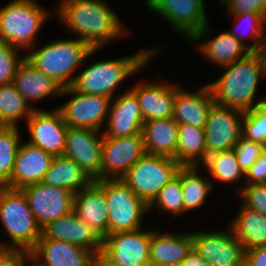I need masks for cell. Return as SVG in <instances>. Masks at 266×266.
I'll return each instance as SVG.
<instances>
[{"label":"cell","mask_w":266,"mask_h":266,"mask_svg":"<svg viewBox=\"0 0 266 266\" xmlns=\"http://www.w3.org/2000/svg\"><path fill=\"white\" fill-rule=\"evenodd\" d=\"M159 45L144 50H138L128 56L115 59H104L87 63L84 70L76 74L70 86L73 90L81 93L101 95L113 99L115 93L124 80L138 71L141 72L147 63L162 47ZM117 89V90H116Z\"/></svg>","instance_id":"3"},{"label":"cell","mask_w":266,"mask_h":266,"mask_svg":"<svg viewBox=\"0 0 266 266\" xmlns=\"http://www.w3.org/2000/svg\"><path fill=\"white\" fill-rule=\"evenodd\" d=\"M245 185L266 183V148L245 173Z\"/></svg>","instance_id":"42"},{"label":"cell","mask_w":266,"mask_h":266,"mask_svg":"<svg viewBox=\"0 0 266 266\" xmlns=\"http://www.w3.org/2000/svg\"><path fill=\"white\" fill-rule=\"evenodd\" d=\"M109 234L144 228L149 206L122 180L104 179Z\"/></svg>","instance_id":"7"},{"label":"cell","mask_w":266,"mask_h":266,"mask_svg":"<svg viewBox=\"0 0 266 266\" xmlns=\"http://www.w3.org/2000/svg\"><path fill=\"white\" fill-rule=\"evenodd\" d=\"M26 126L29 144L53 156L63 155L68 126L56 107L52 110L35 109L26 121Z\"/></svg>","instance_id":"16"},{"label":"cell","mask_w":266,"mask_h":266,"mask_svg":"<svg viewBox=\"0 0 266 266\" xmlns=\"http://www.w3.org/2000/svg\"><path fill=\"white\" fill-rule=\"evenodd\" d=\"M103 132L68 127L63 155L71 158L93 180H101Z\"/></svg>","instance_id":"15"},{"label":"cell","mask_w":266,"mask_h":266,"mask_svg":"<svg viewBox=\"0 0 266 266\" xmlns=\"http://www.w3.org/2000/svg\"><path fill=\"white\" fill-rule=\"evenodd\" d=\"M242 136L266 146V101L244 112Z\"/></svg>","instance_id":"38"},{"label":"cell","mask_w":266,"mask_h":266,"mask_svg":"<svg viewBox=\"0 0 266 266\" xmlns=\"http://www.w3.org/2000/svg\"><path fill=\"white\" fill-rule=\"evenodd\" d=\"M152 229L144 228L108 234L102 241V251L112 260L127 266H150Z\"/></svg>","instance_id":"17"},{"label":"cell","mask_w":266,"mask_h":266,"mask_svg":"<svg viewBox=\"0 0 266 266\" xmlns=\"http://www.w3.org/2000/svg\"><path fill=\"white\" fill-rule=\"evenodd\" d=\"M54 156L41 148L21 142L16 153L14 169L5 187L22 189L42 182Z\"/></svg>","instance_id":"22"},{"label":"cell","mask_w":266,"mask_h":266,"mask_svg":"<svg viewBox=\"0 0 266 266\" xmlns=\"http://www.w3.org/2000/svg\"><path fill=\"white\" fill-rule=\"evenodd\" d=\"M95 264L97 266H127L123 263L110 259L102 250L95 256Z\"/></svg>","instance_id":"47"},{"label":"cell","mask_w":266,"mask_h":266,"mask_svg":"<svg viewBox=\"0 0 266 266\" xmlns=\"http://www.w3.org/2000/svg\"><path fill=\"white\" fill-rule=\"evenodd\" d=\"M236 216L227 223L245 250L266 246V216L242 203Z\"/></svg>","instance_id":"29"},{"label":"cell","mask_w":266,"mask_h":266,"mask_svg":"<svg viewBox=\"0 0 266 266\" xmlns=\"http://www.w3.org/2000/svg\"><path fill=\"white\" fill-rule=\"evenodd\" d=\"M213 30L210 23H208L189 40L193 46L195 45L193 48L196 49L195 52L197 51L200 56L205 57L208 62L219 68L232 64L250 53L245 46L226 30L215 36H213Z\"/></svg>","instance_id":"18"},{"label":"cell","mask_w":266,"mask_h":266,"mask_svg":"<svg viewBox=\"0 0 266 266\" xmlns=\"http://www.w3.org/2000/svg\"><path fill=\"white\" fill-rule=\"evenodd\" d=\"M155 81H139L129 88L137 97L144 121L172 118L173 115L176 83Z\"/></svg>","instance_id":"21"},{"label":"cell","mask_w":266,"mask_h":266,"mask_svg":"<svg viewBox=\"0 0 266 266\" xmlns=\"http://www.w3.org/2000/svg\"><path fill=\"white\" fill-rule=\"evenodd\" d=\"M18 126H0V186H5L11 179L16 153L21 140Z\"/></svg>","instance_id":"36"},{"label":"cell","mask_w":266,"mask_h":266,"mask_svg":"<svg viewBox=\"0 0 266 266\" xmlns=\"http://www.w3.org/2000/svg\"><path fill=\"white\" fill-rule=\"evenodd\" d=\"M242 185L235 192L238 199L242 200L241 203L245 207L259 211L266 216V183L248 185L242 183Z\"/></svg>","instance_id":"40"},{"label":"cell","mask_w":266,"mask_h":266,"mask_svg":"<svg viewBox=\"0 0 266 266\" xmlns=\"http://www.w3.org/2000/svg\"><path fill=\"white\" fill-rule=\"evenodd\" d=\"M179 124L173 118L147 120L142 135L146 154L174 158L178 145Z\"/></svg>","instance_id":"28"},{"label":"cell","mask_w":266,"mask_h":266,"mask_svg":"<svg viewBox=\"0 0 266 266\" xmlns=\"http://www.w3.org/2000/svg\"><path fill=\"white\" fill-rule=\"evenodd\" d=\"M252 14H266V0H252Z\"/></svg>","instance_id":"49"},{"label":"cell","mask_w":266,"mask_h":266,"mask_svg":"<svg viewBox=\"0 0 266 266\" xmlns=\"http://www.w3.org/2000/svg\"><path fill=\"white\" fill-rule=\"evenodd\" d=\"M13 84L34 109L41 108H36L32 103L47 98L48 100L54 97L59 98L63 89L52 78L36 69L26 58L18 66Z\"/></svg>","instance_id":"27"},{"label":"cell","mask_w":266,"mask_h":266,"mask_svg":"<svg viewBox=\"0 0 266 266\" xmlns=\"http://www.w3.org/2000/svg\"><path fill=\"white\" fill-rule=\"evenodd\" d=\"M176 83V97L172 118L178 124H190L194 127L205 128L208 114L215 103L208 84L199 86L198 90L187 91Z\"/></svg>","instance_id":"25"},{"label":"cell","mask_w":266,"mask_h":266,"mask_svg":"<svg viewBox=\"0 0 266 266\" xmlns=\"http://www.w3.org/2000/svg\"><path fill=\"white\" fill-rule=\"evenodd\" d=\"M181 167L174 158L145 154L121 179L149 206Z\"/></svg>","instance_id":"8"},{"label":"cell","mask_w":266,"mask_h":266,"mask_svg":"<svg viewBox=\"0 0 266 266\" xmlns=\"http://www.w3.org/2000/svg\"><path fill=\"white\" fill-rule=\"evenodd\" d=\"M244 112L214 103L205 125L206 156L211 152L227 151L242 137Z\"/></svg>","instance_id":"14"},{"label":"cell","mask_w":266,"mask_h":266,"mask_svg":"<svg viewBox=\"0 0 266 266\" xmlns=\"http://www.w3.org/2000/svg\"><path fill=\"white\" fill-rule=\"evenodd\" d=\"M192 232L193 249L212 266H245V249L229 225Z\"/></svg>","instance_id":"11"},{"label":"cell","mask_w":266,"mask_h":266,"mask_svg":"<svg viewBox=\"0 0 266 266\" xmlns=\"http://www.w3.org/2000/svg\"><path fill=\"white\" fill-rule=\"evenodd\" d=\"M223 9H225V11L227 12L226 15L244 13L252 14V0H229L226 4L223 5Z\"/></svg>","instance_id":"45"},{"label":"cell","mask_w":266,"mask_h":266,"mask_svg":"<svg viewBox=\"0 0 266 266\" xmlns=\"http://www.w3.org/2000/svg\"><path fill=\"white\" fill-rule=\"evenodd\" d=\"M63 96H68L69 100L56 108L68 127L103 131L102 127L104 128L107 122L112 99L101 95L81 93L71 87L62 89L61 97Z\"/></svg>","instance_id":"9"},{"label":"cell","mask_w":266,"mask_h":266,"mask_svg":"<svg viewBox=\"0 0 266 266\" xmlns=\"http://www.w3.org/2000/svg\"><path fill=\"white\" fill-rule=\"evenodd\" d=\"M220 68L224 70L221 76L207 83L215 103L245 112L266 101V94L261 99L256 95L259 83L266 80L256 52Z\"/></svg>","instance_id":"2"},{"label":"cell","mask_w":266,"mask_h":266,"mask_svg":"<svg viewBox=\"0 0 266 266\" xmlns=\"http://www.w3.org/2000/svg\"><path fill=\"white\" fill-rule=\"evenodd\" d=\"M20 52L22 50L0 40V85L13 83L18 66L25 58Z\"/></svg>","instance_id":"39"},{"label":"cell","mask_w":266,"mask_h":266,"mask_svg":"<svg viewBox=\"0 0 266 266\" xmlns=\"http://www.w3.org/2000/svg\"><path fill=\"white\" fill-rule=\"evenodd\" d=\"M25 266H39L37 263H35L31 258L27 261Z\"/></svg>","instance_id":"50"},{"label":"cell","mask_w":266,"mask_h":266,"mask_svg":"<svg viewBox=\"0 0 266 266\" xmlns=\"http://www.w3.org/2000/svg\"><path fill=\"white\" fill-rule=\"evenodd\" d=\"M101 48H91L76 37L49 40L41 48L37 45L29 49L25 58L39 71L52 78L63 89L72 85L75 72L84 61Z\"/></svg>","instance_id":"4"},{"label":"cell","mask_w":266,"mask_h":266,"mask_svg":"<svg viewBox=\"0 0 266 266\" xmlns=\"http://www.w3.org/2000/svg\"><path fill=\"white\" fill-rule=\"evenodd\" d=\"M192 248V232H162L152 228L150 266H179Z\"/></svg>","instance_id":"26"},{"label":"cell","mask_w":266,"mask_h":266,"mask_svg":"<svg viewBox=\"0 0 266 266\" xmlns=\"http://www.w3.org/2000/svg\"><path fill=\"white\" fill-rule=\"evenodd\" d=\"M145 154L142 134L120 138L103 136L101 179H121Z\"/></svg>","instance_id":"12"},{"label":"cell","mask_w":266,"mask_h":266,"mask_svg":"<svg viewBox=\"0 0 266 266\" xmlns=\"http://www.w3.org/2000/svg\"><path fill=\"white\" fill-rule=\"evenodd\" d=\"M30 258L26 251L0 249V266H25Z\"/></svg>","instance_id":"43"},{"label":"cell","mask_w":266,"mask_h":266,"mask_svg":"<svg viewBox=\"0 0 266 266\" xmlns=\"http://www.w3.org/2000/svg\"><path fill=\"white\" fill-rule=\"evenodd\" d=\"M105 0H58L53 12L59 23L91 48H104L129 30Z\"/></svg>","instance_id":"1"},{"label":"cell","mask_w":266,"mask_h":266,"mask_svg":"<svg viewBox=\"0 0 266 266\" xmlns=\"http://www.w3.org/2000/svg\"><path fill=\"white\" fill-rule=\"evenodd\" d=\"M40 239L65 241L91 250L95 254L102 249L103 241L74 211L42 227Z\"/></svg>","instance_id":"24"},{"label":"cell","mask_w":266,"mask_h":266,"mask_svg":"<svg viewBox=\"0 0 266 266\" xmlns=\"http://www.w3.org/2000/svg\"><path fill=\"white\" fill-rule=\"evenodd\" d=\"M217 1V0H216ZM219 2H221L220 4L221 5H224V4H226L229 0H218Z\"/></svg>","instance_id":"51"},{"label":"cell","mask_w":266,"mask_h":266,"mask_svg":"<svg viewBox=\"0 0 266 266\" xmlns=\"http://www.w3.org/2000/svg\"><path fill=\"white\" fill-rule=\"evenodd\" d=\"M39 266H94L96 254L61 240L39 239L29 252Z\"/></svg>","instance_id":"20"},{"label":"cell","mask_w":266,"mask_h":266,"mask_svg":"<svg viewBox=\"0 0 266 266\" xmlns=\"http://www.w3.org/2000/svg\"><path fill=\"white\" fill-rule=\"evenodd\" d=\"M228 16L229 18L232 17L233 28L226 31L250 52H256L259 45L266 37V14L244 13ZM248 41L251 43H248Z\"/></svg>","instance_id":"34"},{"label":"cell","mask_w":266,"mask_h":266,"mask_svg":"<svg viewBox=\"0 0 266 266\" xmlns=\"http://www.w3.org/2000/svg\"><path fill=\"white\" fill-rule=\"evenodd\" d=\"M266 146L245 139L243 136L234 145L240 169L245 174L248 169L257 161L259 155L265 150Z\"/></svg>","instance_id":"41"},{"label":"cell","mask_w":266,"mask_h":266,"mask_svg":"<svg viewBox=\"0 0 266 266\" xmlns=\"http://www.w3.org/2000/svg\"><path fill=\"white\" fill-rule=\"evenodd\" d=\"M205 158V129L190 124H179L178 145L174 159L182 166H199Z\"/></svg>","instance_id":"32"},{"label":"cell","mask_w":266,"mask_h":266,"mask_svg":"<svg viewBox=\"0 0 266 266\" xmlns=\"http://www.w3.org/2000/svg\"><path fill=\"white\" fill-rule=\"evenodd\" d=\"M143 123L137 97L128 89L111 100L103 136L120 138L142 134Z\"/></svg>","instance_id":"19"},{"label":"cell","mask_w":266,"mask_h":266,"mask_svg":"<svg viewBox=\"0 0 266 266\" xmlns=\"http://www.w3.org/2000/svg\"><path fill=\"white\" fill-rule=\"evenodd\" d=\"M21 190L41 228L73 211L75 194L64 188L39 182Z\"/></svg>","instance_id":"13"},{"label":"cell","mask_w":266,"mask_h":266,"mask_svg":"<svg viewBox=\"0 0 266 266\" xmlns=\"http://www.w3.org/2000/svg\"><path fill=\"white\" fill-rule=\"evenodd\" d=\"M50 17L36 0H11L0 7V40L27 52Z\"/></svg>","instance_id":"6"},{"label":"cell","mask_w":266,"mask_h":266,"mask_svg":"<svg viewBox=\"0 0 266 266\" xmlns=\"http://www.w3.org/2000/svg\"><path fill=\"white\" fill-rule=\"evenodd\" d=\"M0 222L10 241L2 240L0 249L30 252L41 238V227L21 189L0 186Z\"/></svg>","instance_id":"5"},{"label":"cell","mask_w":266,"mask_h":266,"mask_svg":"<svg viewBox=\"0 0 266 266\" xmlns=\"http://www.w3.org/2000/svg\"><path fill=\"white\" fill-rule=\"evenodd\" d=\"M145 6L188 41L210 21L205 0H149Z\"/></svg>","instance_id":"10"},{"label":"cell","mask_w":266,"mask_h":266,"mask_svg":"<svg viewBox=\"0 0 266 266\" xmlns=\"http://www.w3.org/2000/svg\"><path fill=\"white\" fill-rule=\"evenodd\" d=\"M73 211L102 239L109 234L104 179L93 181L89 186L75 194Z\"/></svg>","instance_id":"23"},{"label":"cell","mask_w":266,"mask_h":266,"mask_svg":"<svg viewBox=\"0 0 266 266\" xmlns=\"http://www.w3.org/2000/svg\"><path fill=\"white\" fill-rule=\"evenodd\" d=\"M207 171L210 180L214 183L223 182L233 184L245 180V174L240 169L236 153L233 149L208 153L205 160L199 165ZM217 181V182H214Z\"/></svg>","instance_id":"33"},{"label":"cell","mask_w":266,"mask_h":266,"mask_svg":"<svg viewBox=\"0 0 266 266\" xmlns=\"http://www.w3.org/2000/svg\"><path fill=\"white\" fill-rule=\"evenodd\" d=\"M256 53L258 54V56L261 60L263 72H264V75L266 77V37L264 38V40L259 45V48L256 51Z\"/></svg>","instance_id":"48"},{"label":"cell","mask_w":266,"mask_h":266,"mask_svg":"<svg viewBox=\"0 0 266 266\" xmlns=\"http://www.w3.org/2000/svg\"><path fill=\"white\" fill-rule=\"evenodd\" d=\"M35 109L28 104L13 83L0 85V126H18L25 123Z\"/></svg>","instance_id":"35"},{"label":"cell","mask_w":266,"mask_h":266,"mask_svg":"<svg viewBox=\"0 0 266 266\" xmlns=\"http://www.w3.org/2000/svg\"><path fill=\"white\" fill-rule=\"evenodd\" d=\"M201 167L182 166L180 168V182L182 185V194L184 202V214L204 206L215 187L207 172L206 175L199 174Z\"/></svg>","instance_id":"31"},{"label":"cell","mask_w":266,"mask_h":266,"mask_svg":"<svg viewBox=\"0 0 266 266\" xmlns=\"http://www.w3.org/2000/svg\"><path fill=\"white\" fill-rule=\"evenodd\" d=\"M156 209L164 215L172 217L184 215V202L182 185L180 182V169L177 176L169 181L159 192L154 201L149 205V213Z\"/></svg>","instance_id":"37"},{"label":"cell","mask_w":266,"mask_h":266,"mask_svg":"<svg viewBox=\"0 0 266 266\" xmlns=\"http://www.w3.org/2000/svg\"><path fill=\"white\" fill-rule=\"evenodd\" d=\"M245 266H266V246L245 250Z\"/></svg>","instance_id":"44"},{"label":"cell","mask_w":266,"mask_h":266,"mask_svg":"<svg viewBox=\"0 0 266 266\" xmlns=\"http://www.w3.org/2000/svg\"><path fill=\"white\" fill-rule=\"evenodd\" d=\"M42 182L76 194L89 186L93 180L71 158L61 155L54 156Z\"/></svg>","instance_id":"30"},{"label":"cell","mask_w":266,"mask_h":266,"mask_svg":"<svg viewBox=\"0 0 266 266\" xmlns=\"http://www.w3.org/2000/svg\"><path fill=\"white\" fill-rule=\"evenodd\" d=\"M179 266H212V265L192 248Z\"/></svg>","instance_id":"46"}]
</instances>
